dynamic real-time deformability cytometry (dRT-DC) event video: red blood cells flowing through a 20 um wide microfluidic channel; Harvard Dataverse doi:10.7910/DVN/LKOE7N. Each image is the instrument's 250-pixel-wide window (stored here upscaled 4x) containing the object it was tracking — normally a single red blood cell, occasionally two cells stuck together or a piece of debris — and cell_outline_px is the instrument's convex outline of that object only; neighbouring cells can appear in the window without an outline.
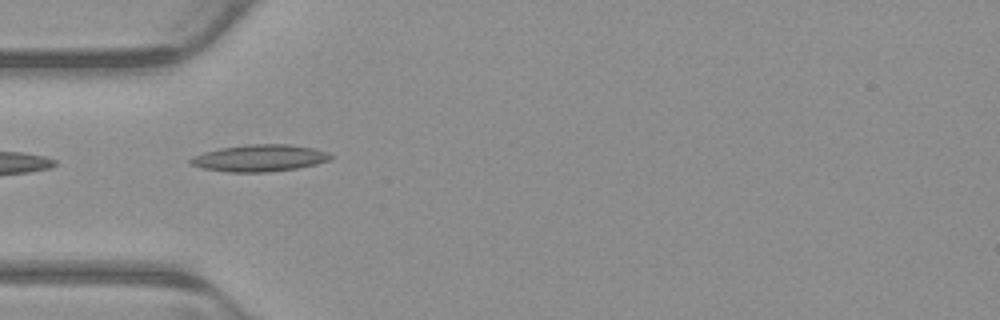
{"species": "common noctule bat (a hibernating species)", "species_latin": "Nyctalus noctula", "temperature_condition": "warm", "stored_images_in_passage": 4, "camera_frame_rate_fps": 3000, "um_per_image_px": 0.085, "animal": {"sex": "male", "body_mass_g": 23.1, "forearm_length_mm": 52.7}, "frame": {"image": 1, "passage_image": 3, "time_ms": 0.667, "image_size_px": [1000, 320], "cell_outline_px": [[332, 156], [328, 160], [316, 164], [296, 168], [268, 172], [228, 172], [204, 168], [192, 164], [188, 160], [192, 156], [204, 152], [220, 148], [248, 144], [288, 144], [316, 148], [328, 152]], "centroid_in_image_um": [22.07, 13.43], "position_along_channel_um": 62.9, "area_um2": 21.85}}
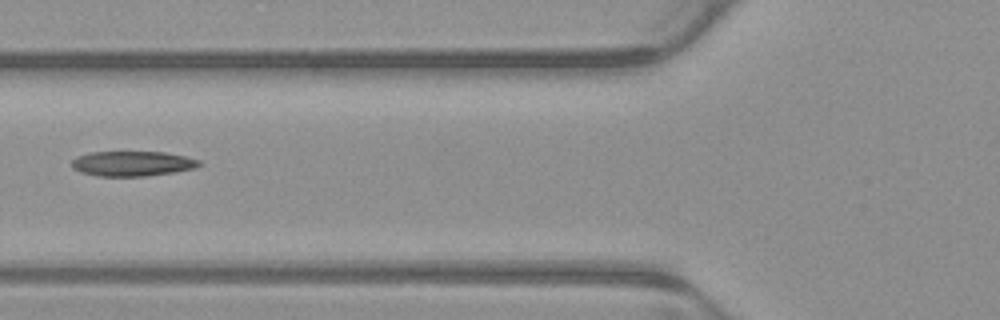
{"frame": {"image": 2, "passage_image": 4, "time_ms": 1.0, "image_size_px": [1000, 320], "cell_outline_px": [[204, 164], [196, 168], [176, 172], [148, 176], [96, 176], [80, 172], [72, 168], [72, 160], [76, 156], [92, 152], [164, 152], [184, 156], [200, 160]], "centroid_in_image_um": [11.28, 13.91], "position_along_channel_um": 114.5, "area_um2": 18.79}}